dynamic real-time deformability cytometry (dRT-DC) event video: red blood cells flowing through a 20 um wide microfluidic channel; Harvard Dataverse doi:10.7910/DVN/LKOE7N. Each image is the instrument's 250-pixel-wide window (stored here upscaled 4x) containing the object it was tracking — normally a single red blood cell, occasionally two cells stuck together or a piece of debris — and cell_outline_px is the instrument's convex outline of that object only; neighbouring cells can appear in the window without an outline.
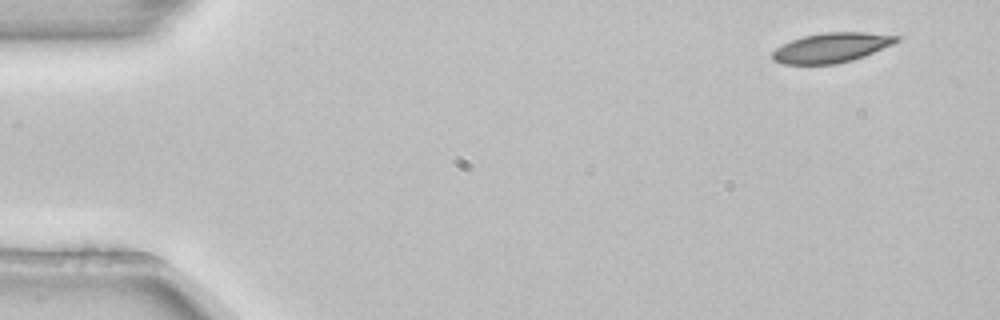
{"species": "common noctule bat (a hibernating species)", "species_latin": "Nyctalus noctula", "temperature_condition": "room temperature", "stored_images_in_passage": 4, "camera_frame_rate_fps": 3000, "um_per_image_px": 0.085, "animal": {"sex": "female", "body_mass_g": 22.7, "forearm_length_mm": 54.2}, "frame": {"image": 1, "passage_image": 1, "time_ms": 0.0, "image_size_px": [1000, 320], "cell_outline_px": [[900, 40], [892, 44], [864, 56], [852, 60], [836, 64], [780, 64], [772, 60], [772, 52], [776, 48], [792, 40], [804, 36], [824, 32], [864, 32], [900, 36]], "centroid_in_image_um": [70.65, 4.05], "position_along_channel_um": 14.3, "area_um2": 21.39}}
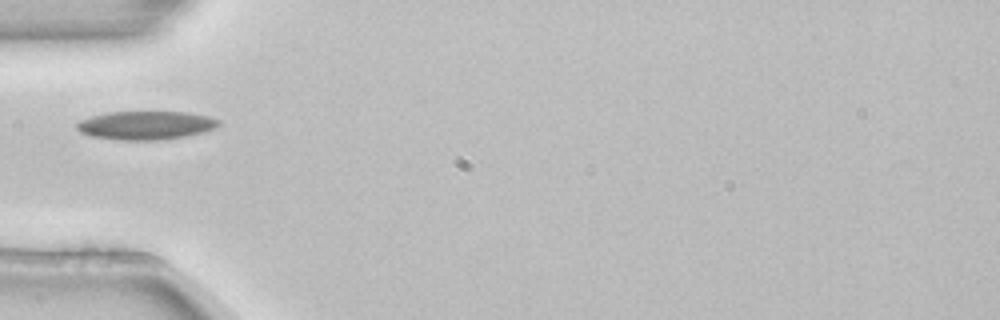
{"frame": {"image": 2, "passage_image": 4, "time_ms": 1.0, "image_size_px": [1000, 320], "cell_outline_px": [[220, 124], [216, 128], [204, 132], [184, 136], [156, 140], [120, 140], [92, 136], [80, 132], [76, 128], [76, 124], [80, 120], [92, 116], [108, 112], [188, 112], [208, 116], [220, 120]], "centroid_in_image_um": [12.41, 10.64], "position_along_channel_um": 72.6, "area_um2": 23.52}}